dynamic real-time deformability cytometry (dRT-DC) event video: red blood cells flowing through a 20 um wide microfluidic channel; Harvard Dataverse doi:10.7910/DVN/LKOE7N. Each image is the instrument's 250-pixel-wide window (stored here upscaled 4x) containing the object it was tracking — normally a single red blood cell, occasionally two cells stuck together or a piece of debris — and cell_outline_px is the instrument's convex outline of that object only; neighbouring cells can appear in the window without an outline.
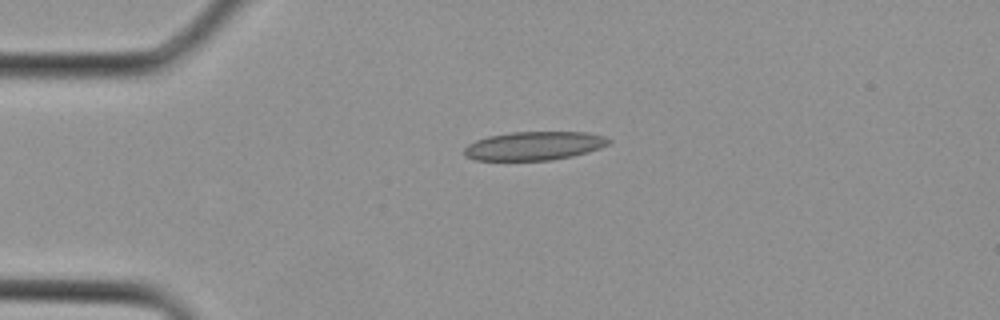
{"species": "Egyptian fruit bat (a non-hibernating species)", "species_latin": "Rousettus aegyptiacus", "temperature_condition": "cold", "stored_images_in_passage": 3, "camera_frame_rate_fps": 3000, "um_per_image_px": 0.085, "animal": {"sex": "female"}, "frame": {"image": 1, "passage_image": 2, "time_ms": 0.333, "image_size_px": [1000, 320], "cell_outline_px": [[612, 140], [608, 144], [600, 148], [588, 152], [572, 156], [552, 160], [476, 160], [464, 156], [464, 148], [468, 144], [476, 140], [488, 136], [512, 132], [584, 132], [604, 136]], "centroid_in_image_um": [45.39, 12.4], "position_along_channel_um": 39.6, "area_um2": 24.1}}